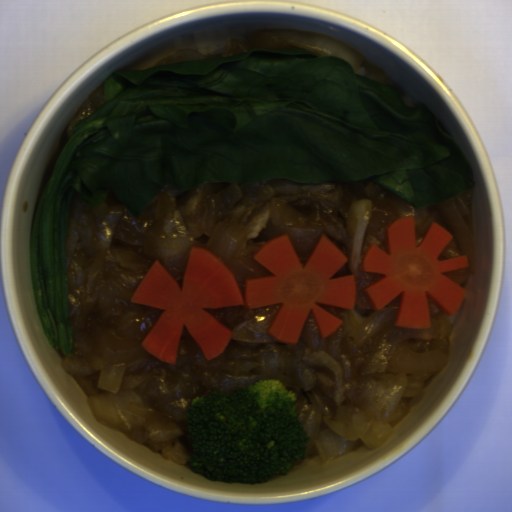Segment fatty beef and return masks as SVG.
Segmentation results:
<instances>
[{
	"mask_svg": "<svg viewBox=\"0 0 512 512\" xmlns=\"http://www.w3.org/2000/svg\"><path fill=\"white\" fill-rule=\"evenodd\" d=\"M440 374V370L430 376L427 381L418 389V391L412 397H403L401 400L397 402V407L404 410L403 417L407 413H409L410 409L413 408L424 396L426 391L435 381V379Z\"/></svg>",
	"mask_w": 512,
	"mask_h": 512,
	"instance_id": "obj_3",
	"label": "fatty beef"
},
{
	"mask_svg": "<svg viewBox=\"0 0 512 512\" xmlns=\"http://www.w3.org/2000/svg\"><path fill=\"white\" fill-rule=\"evenodd\" d=\"M320 308H322L323 310L327 311L328 313L332 314L333 316L337 317L340 320L342 317V313L345 309V308H340V307H336V306H321V305H320Z\"/></svg>",
	"mask_w": 512,
	"mask_h": 512,
	"instance_id": "obj_5",
	"label": "fatty beef"
},
{
	"mask_svg": "<svg viewBox=\"0 0 512 512\" xmlns=\"http://www.w3.org/2000/svg\"><path fill=\"white\" fill-rule=\"evenodd\" d=\"M73 376V375H72ZM74 379L81 386L85 395L89 398L91 395L102 392V388L97 387L98 377L97 374H85L81 376H73Z\"/></svg>",
	"mask_w": 512,
	"mask_h": 512,
	"instance_id": "obj_4",
	"label": "fatty beef"
},
{
	"mask_svg": "<svg viewBox=\"0 0 512 512\" xmlns=\"http://www.w3.org/2000/svg\"><path fill=\"white\" fill-rule=\"evenodd\" d=\"M370 199V216L358 258L357 315L374 308L364 290L382 274L361 272L374 243L389 253L386 228L400 217H414L418 247L433 223L452 239L438 261L467 256L468 267L441 272L462 286L472 266L474 234L470 204L461 193L429 207L412 206L371 180L300 183L289 180H235L189 190L159 185L146 210L130 215L114 191L95 206L75 199L70 205L64 247L69 322L74 349L112 334L143 342L162 310L131 303L155 261L182 289L192 247L208 251L218 222L244 229V244L221 261L233 273L243 299L246 280L274 276L254 255L287 233L304 265L326 236L347 256L348 224L355 203Z\"/></svg>",
	"mask_w": 512,
	"mask_h": 512,
	"instance_id": "obj_1",
	"label": "fatty beef"
},
{
	"mask_svg": "<svg viewBox=\"0 0 512 512\" xmlns=\"http://www.w3.org/2000/svg\"><path fill=\"white\" fill-rule=\"evenodd\" d=\"M431 326L428 329L400 328L396 317L383 325L364 345L348 341L342 327L322 338L310 312L296 344H282L268 336L280 309L245 306L205 309L231 330L225 351L207 360L195 338L184 325L175 365L160 361L140 387L141 399L157 415L169 419L179 430L190 453L191 434L185 424L188 408L197 396L220 394L226 388L247 387L258 380H275L293 392L296 412L307 438L327 430L323 416L311 405L308 395L333 396L336 380L322 366L307 365L304 357L321 352L341 369L343 383L372 374H386L398 349L415 353L439 350L446 353L451 333L463 303L447 315L428 298Z\"/></svg>",
	"mask_w": 512,
	"mask_h": 512,
	"instance_id": "obj_2",
	"label": "fatty beef"
},
{
	"mask_svg": "<svg viewBox=\"0 0 512 512\" xmlns=\"http://www.w3.org/2000/svg\"><path fill=\"white\" fill-rule=\"evenodd\" d=\"M346 276H352L350 271L348 270L347 262L339 269L337 270L330 279L340 278V277H346ZM329 279V280H330Z\"/></svg>",
	"mask_w": 512,
	"mask_h": 512,
	"instance_id": "obj_6",
	"label": "fatty beef"
}]
</instances>
